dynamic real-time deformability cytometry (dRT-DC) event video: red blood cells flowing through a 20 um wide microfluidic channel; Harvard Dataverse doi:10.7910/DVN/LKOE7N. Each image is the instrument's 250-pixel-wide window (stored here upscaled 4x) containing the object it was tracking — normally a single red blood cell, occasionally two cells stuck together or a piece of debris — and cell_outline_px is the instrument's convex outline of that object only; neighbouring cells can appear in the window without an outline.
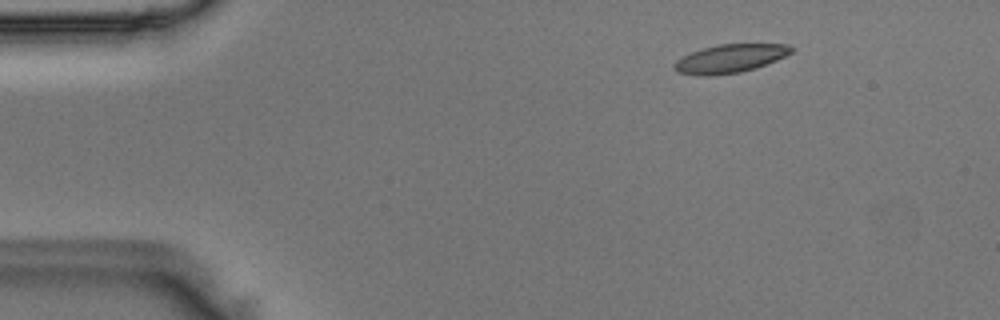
{"species": "Egyptian fruit bat (a non-hibernating species)", "species_latin": "Rousettus aegyptiacus", "temperature_condition": "room temperature", "stored_images_in_passage": 44, "camera_frame_rate_fps": 3000, "um_per_image_px": 0.085, "animal": {"sex": "male"}, "frame": {"image": 1, "passage_image": 1, "time_ms": 0.0, "image_size_px": [1000, 320], "cell_outline_px": [[792, 52], [776, 60], [756, 68], [740, 72], [708, 76], [700, 76], [676, 72], [672, 68], [672, 64], [676, 60], [692, 52], [716, 44], [788, 44], [792, 48]], "centroid_in_image_um": [62.0, 4.98], "position_along_channel_um": 23.0, "area_um2": 19.36}}
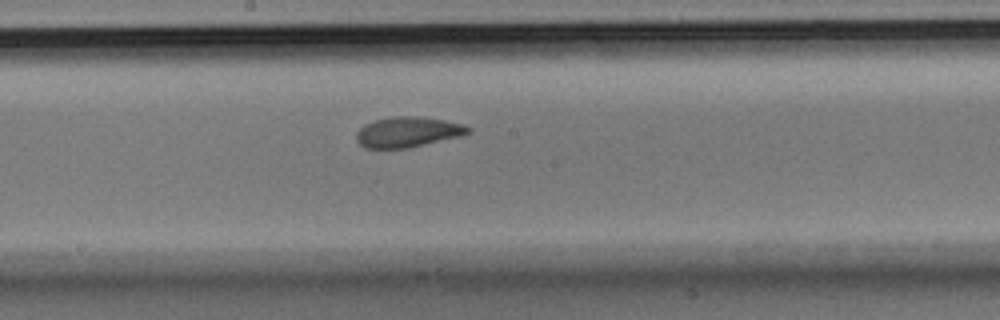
{"frame": {"image": 2, "passage_image": 21, "time_ms": 6.667, "image_size_px": [1000, 320], "cell_outline_px": [[472, 132], [460, 136], [408, 148], [364, 148], [356, 140], [356, 132], [364, 124], [376, 120], [392, 116], [420, 116], [444, 120], [464, 124], [472, 128]], "centroid_in_image_um": [34.67, 11.21], "position_along_channel_um": 213.5, "area_um2": 19.88}}
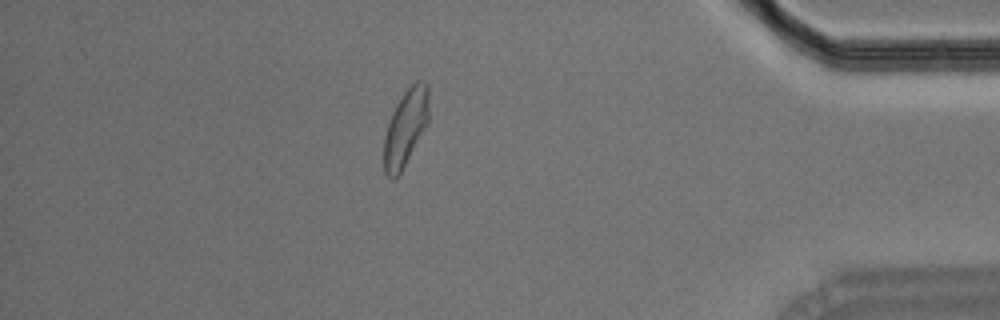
{"frame": {"image": 3, "passage_image": 38, "time_ms": 12.333, "image_size_px": [1000, 320], "cell_outline_px": [[428, 124], [396, 180], [392, 180], [384, 172], [384, 136], [388, 120], [396, 104], [404, 92], [416, 80], [424, 80], [428, 84]], "centroid_in_image_um": [34.47, 10.85], "position_along_channel_um": 400.7, "area_um2": 20.23}}